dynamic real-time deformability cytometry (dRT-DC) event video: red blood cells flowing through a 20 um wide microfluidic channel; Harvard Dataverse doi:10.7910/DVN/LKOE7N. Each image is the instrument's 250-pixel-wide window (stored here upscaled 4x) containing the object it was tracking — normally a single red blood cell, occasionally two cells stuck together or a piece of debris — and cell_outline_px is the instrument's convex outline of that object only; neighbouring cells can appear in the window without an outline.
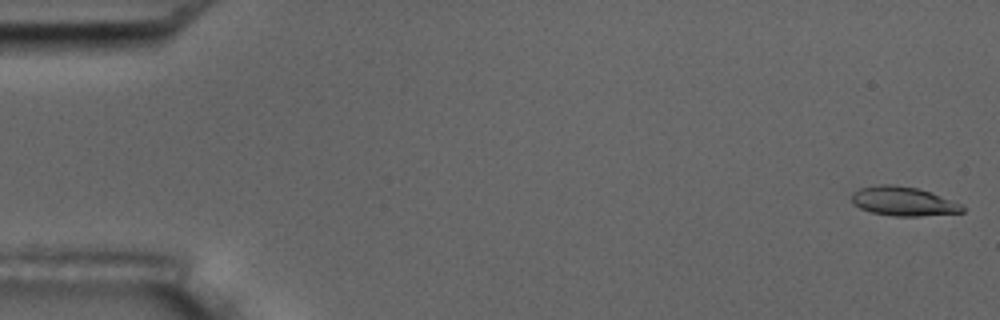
{"species": "common noctule bat (a hibernating species)", "species_latin": "Nyctalus noctula", "temperature_condition": "room temperature", "stored_images_in_passage": 16, "camera_frame_rate_fps": 3000, "um_per_image_px": 0.085, "animal": {"sex": "male", "body_mass_g": 17.5, "forearm_length_mm": 52.3}, "frame": {"image": 1, "passage_image": 1, "time_ms": 0.0, "image_size_px": [1000, 320], "cell_outline_px": [[968, 208], [964, 212], [920, 216], [896, 216], [872, 212], [860, 208], [852, 204], [852, 192], [860, 188], [880, 184], [896, 184], [916, 188], [928, 192], [960, 204]], "centroid_in_image_um": [76.75, 17.11], "position_along_channel_um": 8.2, "area_um2": 18.61}}
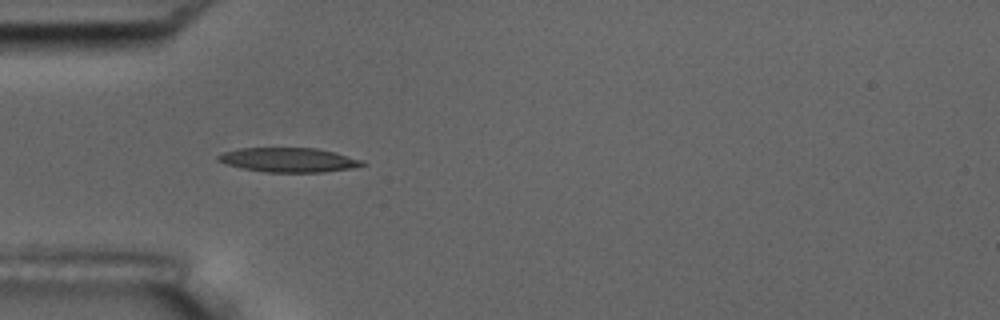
{"frame": {"image": 2, "passage_image": 5, "time_ms": 5.333, "image_size_px": [1000, 320], "cell_outline_px": [[364, 164], [352, 168], [324, 172], [264, 172], [224, 164], [216, 160], [216, 156], [224, 152], [240, 148], [316, 148], [364, 160]], "centroid_in_image_um": [24.49, 13.59], "position_along_channel_um": 60.5, "area_um2": 20.35}, "authors_computed_cell_mechanics": {"area_um2": 19.9699, "velocity_mm_per_s": 3.6087, "shape_relaxation_time_tau1_ms": 5.1938, "shape_relaxation_time_tau2_ms": 2.6427, "deformation_change_tau1": 0.162, "deformation_change_tau2": 0.1099}}